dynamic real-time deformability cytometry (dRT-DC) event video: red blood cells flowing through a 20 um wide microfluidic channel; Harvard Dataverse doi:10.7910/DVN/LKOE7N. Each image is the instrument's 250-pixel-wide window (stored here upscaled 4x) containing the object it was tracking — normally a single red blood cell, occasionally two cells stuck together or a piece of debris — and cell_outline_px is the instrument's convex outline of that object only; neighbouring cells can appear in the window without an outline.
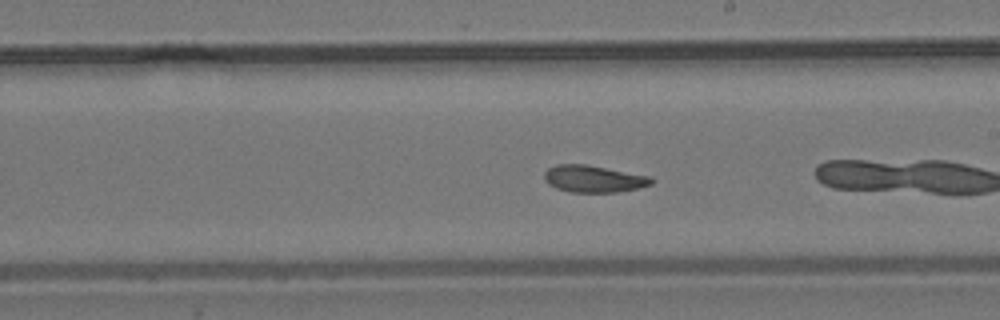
{"species": "common noctule bat (a hibernating species)", "species_latin": "Nyctalus noctula", "temperature_condition": "room temperature", "stored_images_in_passage": 45, "camera_frame_rate_fps": 3000, "um_per_image_px": 0.085, "animal": {"sex": "male", "body_mass_g": 19.2, "forearm_length_mm": 51.8}, "frame": {"image": 1, "passage_image": 27, "time_ms": 8.667, "image_size_px": [1000, 320], "cell_outline_px": [[652, 184], [636, 188], [616, 192], [572, 192], [556, 188], [548, 184], [544, 180], [544, 172], [548, 168], [556, 164], [584, 164], [652, 176]], "centroid_in_image_um": [50.43, 15.19], "position_along_channel_um": 238.6, "area_um2": 16.76}, "authors_computed_cell_mechanics": {"area_um2": 17.1666, "velocity_mm_per_s": 3.73, "shape_relaxation_time_tau1_ms": 10.6525, "shape_relaxation_time_tau2_ms": 5.0996, "deformation_change_tau1": 0.1816, "deformation_change_tau2": 0.0873}}